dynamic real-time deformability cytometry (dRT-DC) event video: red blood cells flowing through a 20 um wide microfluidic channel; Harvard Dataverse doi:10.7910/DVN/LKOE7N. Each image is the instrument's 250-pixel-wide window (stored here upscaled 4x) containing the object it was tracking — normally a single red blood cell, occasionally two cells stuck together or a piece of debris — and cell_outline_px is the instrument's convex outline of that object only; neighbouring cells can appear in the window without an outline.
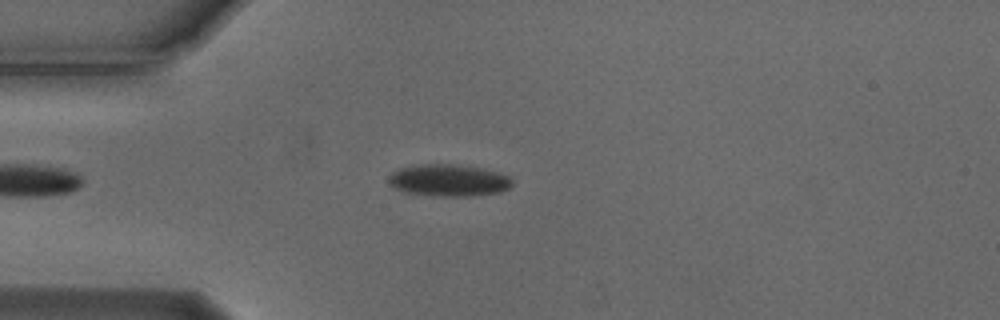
{"species": "Egyptian fruit bat (a non-hibernating species)", "species_latin": "Rousettus aegyptiacus", "temperature_condition": "cold", "stored_images_in_passage": 35, "camera_frame_rate_fps": 3000, "um_per_image_px": 0.085, "animal": {"sex": "male"}, "frame": {"image": 1, "passage_image": 9, "time_ms": 2.667, "image_size_px": [1000, 320], "cell_outline_px": [[512, 184], [508, 188], [500, 192], [472, 196], [440, 196], [404, 192], [388, 184], [388, 176], [392, 172], [400, 168], [416, 164], [456, 164], [480, 168], [496, 172], [508, 176], [512, 180]], "centroid_in_image_um": [38.1, 15.32], "position_along_channel_um": 46.9, "area_um2": 23.0}}
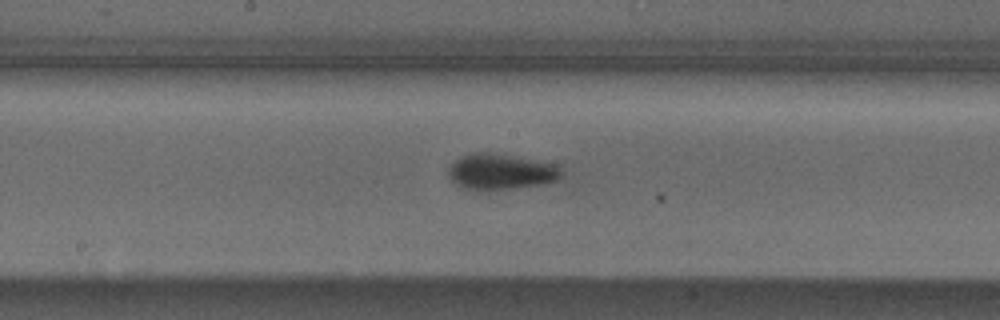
{"frame": {"image": 2, "passage_image": 23, "time_ms": 7.333, "image_size_px": [1000, 320], "cell_outline_px": [[564, 172], [556, 180], [544, 184], [512, 188], [464, 188], [456, 184], [448, 176], [448, 164], [460, 156], [472, 152], [488, 152], [560, 164]], "centroid_in_image_um": [42.58, 14.55], "position_along_channel_um": 205.6, "area_um2": 23.47}}
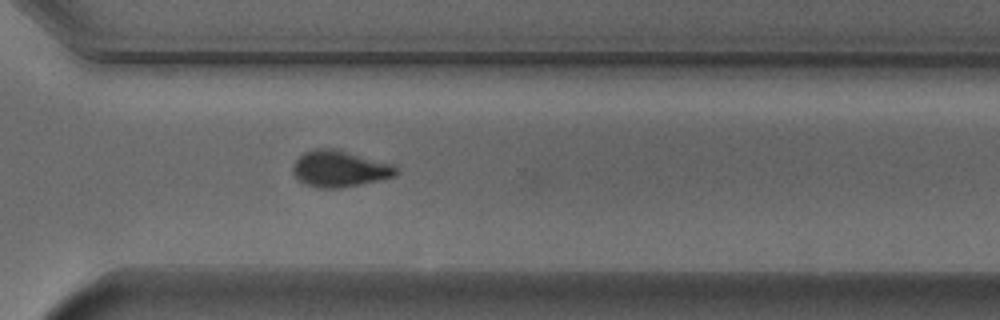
{"frame": {"image": 3, "passage_image": 34, "time_ms": 11.0, "image_size_px": [1000, 320], "cell_outline_px": [[400, 172], [396, 176], [380, 180], [340, 188], [316, 188], [304, 184], [292, 172], [292, 164], [304, 152], [316, 148], [332, 148], [392, 164], [400, 168]], "centroid_in_image_um": [28.87, 14.36], "position_along_channel_um": 341.7, "area_um2": 21.91}}